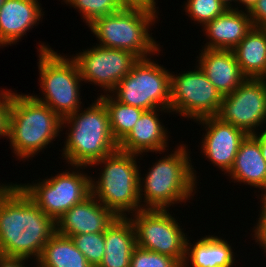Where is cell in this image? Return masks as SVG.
<instances>
[{
	"instance_id": "obj_1",
	"label": "cell",
	"mask_w": 266,
	"mask_h": 267,
	"mask_svg": "<svg viewBox=\"0 0 266 267\" xmlns=\"http://www.w3.org/2000/svg\"><path fill=\"white\" fill-rule=\"evenodd\" d=\"M55 233L56 221L43 213L17 183H5L0 190V255L36 262Z\"/></svg>"
},
{
	"instance_id": "obj_2",
	"label": "cell",
	"mask_w": 266,
	"mask_h": 267,
	"mask_svg": "<svg viewBox=\"0 0 266 267\" xmlns=\"http://www.w3.org/2000/svg\"><path fill=\"white\" fill-rule=\"evenodd\" d=\"M186 145L179 144L175 151L156 160L144 178L139 174L142 209H169L176 203L185 204L194 197L197 171L191 163L190 151Z\"/></svg>"
},
{
	"instance_id": "obj_3",
	"label": "cell",
	"mask_w": 266,
	"mask_h": 267,
	"mask_svg": "<svg viewBox=\"0 0 266 267\" xmlns=\"http://www.w3.org/2000/svg\"><path fill=\"white\" fill-rule=\"evenodd\" d=\"M91 104L62 119V129L70 127L61 151L68 166L91 167L118 150L106 106L98 97Z\"/></svg>"
},
{
	"instance_id": "obj_4",
	"label": "cell",
	"mask_w": 266,
	"mask_h": 267,
	"mask_svg": "<svg viewBox=\"0 0 266 267\" xmlns=\"http://www.w3.org/2000/svg\"><path fill=\"white\" fill-rule=\"evenodd\" d=\"M61 128L62 118L49 106L36 100L32 94L12 91L7 140L19 160H28L44 151L60 136Z\"/></svg>"
},
{
	"instance_id": "obj_5",
	"label": "cell",
	"mask_w": 266,
	"mask_h": 267,
	"mask_svg": "<svg viewBox=\"0 0 266 267\" xmlns=\"http://www.w3.org/2000/svg\"><path fill=\"white\" fill-rule=\"evenodd\" d=\"M138 157L142 159L141 155L117 150L91 165L103 166L98 180L91 177V194L117 217H127L142 209Z\"/></svg>"
},
{
	"instance_id": "obj_6",
	"label": "cell",
	"mask_w": 266,
	"mask_h": 267,
	"mask_svg": "<svg viewBox=\"0 0 266 267\" xmlns=\"http://www.w3.org/2000/svg\"><path fill=\"white\" fill-rule=\"evenodd\" d=\"M157 16L143 9L122 8L95 19L88 27L98 38V46L128 50L138 58H147L161 51L160 44L149 33Z\"/></svg>"
},
{
	"instance_id": "obj_7",
	"label": "cell",
	"mask_w": 266,
	"mask_h": 267,
	"mask_svg": "<svg viewBox=\"0 0 266 267\" xmlns=\"http://www.w3.org/2000/svg\"><path fill=\"white\" fill-rule=\"evenodd\" d=\"M38 71L39 85L43 94L32 95L39 102L49 106L62 119L82 108L78 66L74 59L58 54L50 45L39 43ZM41 81V82H40ZM40 97V98H39Z\"/></svg>"
},
{
	"instance_id": "obj_8",
	"label": "cell",
	"mask_w": 266,
	"mask_h": 267,
	"mask_svg": "<svg viewBox=\"0 0 266 267\" xmlns=\"http://www.w3.org/2000/svg\"><path fill=\"white\" fill-rule=\"evenodd\" d=\"M151 57L139 58L110 93L122 104L143 110H170V71Z\"/></svg>"
},
{
	"instance_id": "obj_9",
	"label": "cell",
	"mask_w": 266,
	"mask_h": 267,
	"mask_svg": "<svg viewBox=\"0 0 266 267\" xmlns=\"http://www.w3.org/2000/svg\"><path fill=\"white\" fill-rule=\"evenodd\" d=\"M71 168L70 171L67 169L50 178L46 177L41 182L18 185L43 213L57 221L72 206L91 195V176L83 172L88 167Z\"/></svg>"
},
{
	"instance_id": "obj_10",
	"label": "cell",
	"mask_w": 266,
	"mask_h": 267,
	"mask_svg": "<svg viewBox=\"0 0 266 267\" xmlns=\"http://www.w3.org/2000/svg\"><path fill=\"white\" fill-rule=\"evenodd\" d=\"M131 215L136 246L167 255L183 264L189 236L168 209H141Z\"/></svg>"
},
{
	"instance_id": "obj_11",
	"label": "cell",
	"mask_w": 266,
	"mask_h": 267,
	"mask_svg": "<svg viewBox=\"0 0 266 267\" xmlns=\"http://www.w3.org/2000/svg\"><path fill=\"white\" fill-rule=\"evenodd\" d=\"M195 68L170 75V111L194 121L216 116L223 100L200 67Z\"/></svg>"
},
{
	"instance_id": "obj_12",
	"label": "cell",
	"mask_w": 266,
	"mask_h": 267,
	"mask_svg": "<svg viewBox=\"0 0 266 267\" xmlns=\"http://www.w3.org/2000/svg\"><path fill=\"white\" fill-rule=\"evenodd\" d=\"M70 57L77 64L82 81L104 88V94H110L139 59L128 50L97 44Z\"/></svg>"
},
{
	"instance_id": "obj_13",
	"label": "cell",
	"mask_w": 266,
	"mask_h": 267,
	"mask_svg": "<svg viewBox=\"0 0 266 267\" xmlns=\"http://www.w3.org/2000/svg\"><path fill=\"white\" fill-rule=\"evenodd\" d=\"M216 117L248 135L257 134L266 123V79L246 78L231 94L223 96Z\"/></svg>"
},
{
	"instance_id": "obj_14",
	"label": "cell",
	"mask_w": 266,
	"mask_h": 267,
	"mask_svg": "<svg viewBox=\"0 0 266 267\" xmlns=\"http://www.w3.org/2000/svg\"><path fill=\"white\" fill-rule=\"evenodd\" d=\"M195 122L205 127L206 131L200 142L201 153L214 166L227 174L234 163L241 142L248 134L216 116L204 117Z\"/></svg>"
},
{
	"instance_id": "obj_15",
	"label": "cell",
	"mask_w": 266,
	"mask_h": 267,
	"mask_svg": "<svg viewBox=\"0 0 266 267\" xmlns=\"http://www.w3.org/2000/svg\"><path fill=\"white\" fill-rule=\"evenodd\" d=\"M116 218L111 210L91 194L84 201L72 206L56 221V232L68 237L105 232Z\"/></svg>"
},
{
	"instance_id": "obj_16",
	"label": "cell",
	"mask_w": 266,
	"mask_h": 267,
	"mask_svg": "<svg viewBox=\"0 0 266 267\" xmlns=\"http://www.w3.org/2000/svg\"><path fill=\"white\" fill-rule=\"evenodd\" d=\"M171 111L168 109L145 110L131 132L118 144V150L144 155L145 152H155L163 154L168 146V131L164 124L160 122L159 113ZM163 152V153H161ZM144 153V154H143Z\"/></svg>"
},
{
	"instance_id": "obj_17",
	"label": "cell",
	"mask_w": 266,
	"mask_h": 267,
	"mask_svg": "<svg viewBox=\"0 0 266 267\" xmlns=\"http://www.w3.org/2000/svg\"><path fill=\"white\" fill-rule=\"evenodd\" d=\"M200 52L196 64L222 96L231 94L246 80L233 50L202 48Z\"/></svg>"
},
{
	"instance_id": "obj_18",
	"label": "cell",
	"mask_w": 266,
	"mask_h": 267,
	"mask_svg": "<svg viewBox=\"0 0 266 267\" xmlns=\"http://www.w3.org/2000/svg\"><path fill=\"white\" fill-rule=\"evenodd\" d=\"M44 13L38 0H6L0 8V41L4 46L16 44Z\"/></svg>"
},
{
	"instance_id": "obj_19",
	"label": "cell",
	"mask_w": 266,
	"mask_h": 267,
	"mask_svg": "<svg viewBox=\"0 0 266 267\" xmlns=\"http://www.w3.org/2000/svg\"><path fill=\"white\" fill-rule=\"evenodd\" d=\"M227 9L202 29L209 41L202 48L233 50L252 29L248 11Z\"/></svg>"
},
{
	"instance_id": "obj_20",
	"label": "cell",
	"mask_w": 266,
	"mask_h": 267,
	"mask_svg": "<svg viewBox=\"0 0 266 267\" xmlns=\"http://www.w3.org/2000/svg\"><path fill=\"white\" fill-rule=\"evenodd\" d=\"M232 182L250 185L266 193V161L262 157L259 134H249L241 142L234 163L227 173Z\"/></svg>"
},
{
	"instance_id": "obj_21",
	"label": "cell",
	"mask_w": 266,
	"mask_h": 267,
	"mask_svg": "<svg viewBox=\"0 0 266 267\" xmlns=\"http://www.w3.org/2000/svg\"><path fill=\"white\" fill-rule=\"evenodd\" d=\"M105 254L98 267H130L131 255L136 247V234L132 221L117 217L104 232Z\"/></svg>"
},
{
	"instance_id": "obj_22",
	"label": "cell",
	"mask_w": 266,
	"mask_h": 267,
	"mask_svg": "<svg viewBox=\"0 0 266 267\" xmlns=\"http://www.w3.org/2000/svg\"><path fill=\"white\" fill-rule=\"evenodd\" d=\"M228 243L230 242L215 235H206L194 244L187 239L182 267H189V264L190 267H233L236 255Z\"/></svg>"
},
{
	"instance_id": "obj_23",
	"label": "cell",
	"mask_w": 266,
	"mask_h": 267,
	"mask_svg": "<svg viewBox=\"0 0 266 267\" xmlns=\"http://www.w3.org/2000/svg\"><path fill=\"white\" fill-rule=\"evenodd\" d=\"M233 51L246 78L266 79L265 28L253 26Z\"/></svg>"
},
{
	"instance_id": "obj_24",
	"label": "cell",
	"mask_w": 266,
	"mask_h": 267,
	"mask_svg": "<svg viewBox=\"0 0 266 267\" xmlns=\"http://www.w3.org/2000/svg\"><path fill=\"white\" fill-rule=\"evenodd\" d=\"M36 262L41 267H93L71 237L57 232L45 244Z\"/></svg>"
},
{
	"instance_id": "obj_25",
	"label": "cell",
	"mask_w": 266,
	"mask_h": 267,
	"mask_svg": "<svg viewBox=\"0 0 266 267\" xmlns=\"http://www.w3.org/2000/svg\"><path fill=\"white\" fill-rule=\"evenodd\" d=\"M98 98L107 108L110 129L114 140L119 144L131 132L145 110L122 104L111 94L101 93Z\"/></svg>"
},
{
	"instance_id": "obj_26",
	"label": "cell",
	"mask_w": 266,
	"mask_h": 267,
	"mask_svg": "<svg viewBox=\"0 0 266 267\" xmlns=\"http://www.w3.org/2000/svg\"><path fill=\"white\" fill-rule=\"evenodd\" d=\"M63 2L77 9L87 26L95 19L111 15L123 8L118 0H63Z\"/></svg>"
},
{
	"instance_id": "obj_27",
	"label": "cell",
	"mask_w": 266,
	"mask_h": 267,
	"mask_svg": "<svg viewBox=\"0 0 266 267\" xmlns=\"http://www.w3.org/2000/svg\"><path fill=\"white\" fill-rule=\"evenodd\" d=\"M71 238L86 260L93 267H98L105 254L104 232L77 234Z\"/></svg>"
},
{
	"instance_id": "obj_28",
	"label": "cell",
	"mask_w": 266,
	"mask_h": 267,
	"mask_svg": "<svg viewBox=\"0 0 266 267\" xmlns=\"http://www.w3.org/2000/svg\"><path fill=\"white\" fill-rule=\"evenodd\" d=\"M184 6L188 17L202 27L227 10L218 0H187Z\"/></svg>"
},
{
	"instance_id": "obj_29",
	"label": "cell",
	"mask_w": 266,
	"mask_h": 267,
	"mask_svg": "<svg viewBox=\"0 0 266 267\" xmlns=\"http://www.w3.org/2000/svg\"><path fill=\"white\" fill-rule=\"evenodd\" d=\"M130 267H182V265L167 255L136 246L131 255Z\"/></svg>"
},
{
	"instance_id": "obj_30",
	"label": "cell",
	"mask_w": 266,
	"mask_h": 267,
	"mask_svg": "<svg viewBox=\"0 0 266 267\" xmlns=\"http://www.w3.org/2000/svg\"><path fill=\"white\" fill-rule=\"evenodd\" d=\"M261 199L259 202L260 203V216L256 221L257 223L254 225L253 228V235L252 238L254 237L255 242L260 245L264 253L266 252V193H262Z\"/></svg>"
},
{
	"instance_id": "obj_31",
	"label": "cell",
	"mask_w": 266,
	"mask_h": 267,
	"mask_svg": "<svg viewBox=\"0 0 266 267\" xmlns=\"http://www.w3.org/2000/svg\"><path fill=\"white\" fill-rule=\"evenodd\" d=\"M12 104V90H0V137L8 136V119Z\"/></svg>"
},
{
	"instance_id": "obj_32",
	"label": "cell",
	"mask_w": 266,
	"mask_h": 267,
	"mask_svg": "<svg viewBox=\"0 0 266 267\" xmlns=\"http://www.w3.org/2000/svg\"><path fill=\"white\" fill-rule=\"evenodd\" d=\"M248 13L254 27L266 28V0H258Z\"/></svg>"
},
{
	"instance_id": "obj_33",
	"label": "cell",
	"mask_w": 266,
	"mask_h": 267,
	"mask_svg": "<svg viewBox=\"0 0 266 267\" xmlns=\"http://www.w3.org/2000/svg\"><path fill=\"white\" fill-rule=\"evenodd\" d=\"M123 8H136L159 14L156 0H118Z\"/></svg>"
},
{
	"instance_id": "obj_34",
	"label": "cell",
	"mask_w": 266,
	"mask_h": 267,
	"mask_svg": "<svg viewBox=\"0 0 266 267\" xmlns=\"http://www.w3.org/2000/svg\"><path fill=\"white\" fill-rule=\"evenodd\" d=\"M27 258L5 257L0 255V267H28ZM26 265V266H24Z\"/></svg>"
},
{
	"instance_id": "obj_35",
	"label": "cell",
	"mask_w": 266,
	"mask_h": 267,
	"mask_svg": "<svg viewBox=\"0 0 266 267\" xmlns=\"http://www.w3.org/2000/svg\"><path fill=\"white\" fill-rule=\"evenodd\" d=\"M262 131V132H261ZM260 148H261V153H262V157L265 159L266 161V126L264 128V130H260Z\"/></svg>"
},
{
	"instance_id": "obj_36",
	"label": "cell",
	"mask_w": 266,
	"mask_h": 267,
	"mask_svg": "<svg viewBox=\"0 0 266 267\" xmlns=\"http://www.w3.org/2000/svg\"><path fill=\"white\" fill-rule=\"evenodd\" d=\"M258 0H237V3L245 7V11H249Z\"/></svg>"
},
{
	"instance_id": "obj_37",
	"label": "cell",
	"mask_w": 266,
	"mask_h": 267,
	"mask_svg": "<svg viewBox=\"0 0 266 267\" xmlns=\"http://www.w3.org/2000/svg\"><path fill=\"white\" fill-rule=\"evenodd\" d=\"M221 4H223L226 9H236V10H239V7H234L232 4L233 3H236L237 0H218ZM234 1V2H233ZM233 2V3H231Z\"/></svg>"
},
{
	"instance_id": "obj_38",
	"label": "cell",
	"mask_w": 266,
	"mask_h": 267,
	"mask_svg": "<svg viewBox=\"0 0 266 267\" xmlns=\"http://www.w3.org/2000/svg\"><path fill=\"white\" fill-rule=\"evenodd\" d=\"M5 1H6V0H0V8H1V6L4 4Z\"/></svg>"
},
{
	"instance_id": "obj_39",
	"label": "cell",
	"mask_w": 266,
	"mask_h": 267,
	"mask_svg": "<svg viewBox=\"0 0 266 267\" xmlns=\"http://www.w3.org/2000/svg\"><path fill=\"white\" fill-rule=\"evenodd\" d=\"M4 47V44L0 41V48Z\"/></svg>"
}]
</instances>
